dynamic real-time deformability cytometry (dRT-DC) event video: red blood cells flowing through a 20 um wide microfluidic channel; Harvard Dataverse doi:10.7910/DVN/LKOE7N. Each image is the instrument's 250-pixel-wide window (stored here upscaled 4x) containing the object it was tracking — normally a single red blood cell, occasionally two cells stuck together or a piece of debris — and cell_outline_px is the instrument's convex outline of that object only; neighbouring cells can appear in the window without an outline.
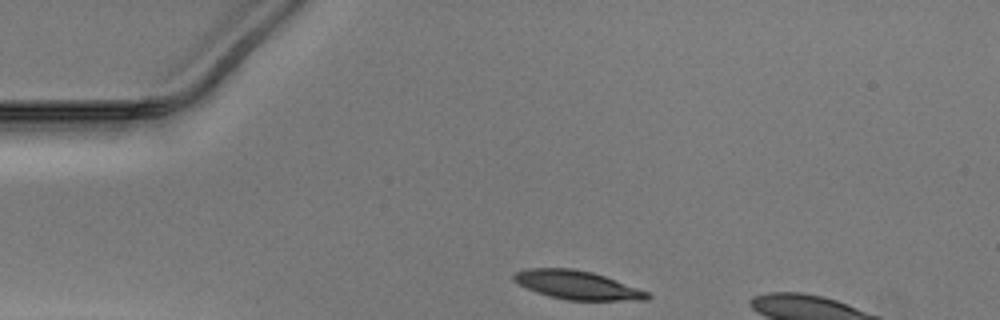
{"species": "Egyptian fruit bat (a non-hibernating species)", "species_latin": "Rousettus aegyptiacus", "temperature_condition": "warm", "stored_images_in_passage": 6, "camera_frame_rate_fps": 3000, "um_per_image_px": 0.085, "animal": {"sex": "male"}, "frame": {"image": 1, "passage_image": 1, "time_ms": 0.0, "image_size_px": [1000, 320], "cell_outline_px": [[652, 296], [644, 300], [568, 300], [548, 296], [536, 292], [512, 280], [512, 276], [516, 272], [528, 268], [572, 268], [592, 272], [604, 276], [648, 292]], "centroid_in_image_um": [49.03, 24.22], "position_along_channel_um": 36.0, "area_um2": 22.02}}